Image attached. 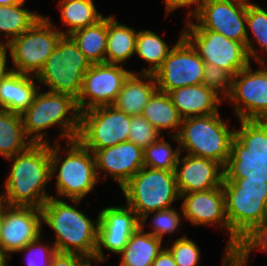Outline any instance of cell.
I'll return each mask as SVG.
<instances>
[{
  "mask_svg": "<svg viewBox=\"0 0 267 266\" xmlns=\"http://www.w3.org/2000/svg\"><path fill=\"white\" fill-rule=\"evenodd\" d=\"M58 8L62 24L67 26L65 31H61L63 35H70L75 30L92 26L103 18L93 0H60Z\"/></svg>",
  "mask_w": 267,
  "mask_h": 266,
  "instance_id": "cell-30",
  "label": "cell"
},
{
  "mask_svg": "<svg viewBox=\"0 0 267 266\" xmlns=\"http://www.w3.org/2000/svg\"><path fill=\"white\" fill-rule=\"evenodd\" d=\"M42 236L39 235L35 240L28 243L24 248L16 253H27V266H51V261L57 250L54 244L41 242Z\"/></svg>",
  "mask_w": 267,
  "mask_h": 266,
  "instance_id": "cell-39",
  "label": "cell"
},
{
  "mask_svg": "<svg viewBox=\"0 0 267 266\" xmlns=\"http://www.w3.org/2000/svg\"><path fill=\"white\" fill-rule=\"evenodd\" d=\"M41 209L30 206H10L2 202L0 248L11 259L28 243L42 235Z\"/></svg>",
  "mask_w": 267,
  "mask_h": 266,
  "instance_id": "cell-18",
  "label": "cell"
},
{
  "mask_svg": "<svg viewBox=\"0 0 267 266\" xmlns=\"http://www.w3.org/2000/svg\"><path fill=\"white\" fill-rule=\"evenodd\" d=\"M12 165L3 183L0 200L10 206L40 209L53 195L47 193L51 182L50 144L33 143L25 151L8 158Z\"/></svg>",
  "mask_w": 267,
  "mask_h": 266,
  "instance_id": "cell-1",
  "label": "cell"
},
{
  "mask_svg": "<svg viewBox=\"0 0 267 266\" xmlns=\"http://www.w3.org/2000/svg\"><path fill=\"white\" fill-rule=\"evenodd\" d=\"M170 51L169 45L155 32L147 29L138 31L135 54L150 64L149 68H144L140 73L154 74Z\"/></svg>",
  "mask_w": 267,
  "mask_h": 266,
  "instance_id": "cell-32",
  "label": "cell"
},
{
  "mask_svg": "<svg viewBox=\"0 0 267 266\" xmlns=\"http://www.w3.org/2000/svg\"><path fill=\"white\" fill-rule=\"evenodd\" d=\"M204 68V61L181 31L179 40L154 73L157 90L168 93L176 88L202 84Z\"/></svg>",
  "mask_w": 267,
  "mask_h": 266,
  "instance_id": "cell-13",
  "label": "cell"
},
{
  "mask_svg": "<svg viewBox=\"0 0 267 266\" xmlns=\"http://www.w3.org/2000/svg\"><path fill=\"white\" fill-rule=\"evenodd\" d=\"M60 144L50 143L51 179L56 177L58 198L69 199L77 207L99 182L95 156L75 139L65 142L64 157L59 154Z\"/></svg>",
  "mask_w": 267,
  "mask_h": 266,
  "instance_id": "cell-5",
  "label": "cell"
},
{
  "mask_svg": "<svg viewBox=\"0 0 267 266\" xmlns=\"http://www.w3.org/2000/svg\"><path fill=\"white\" fill-rule=\"evenodd\" d=\"M32 144L25 134L21 114L0 110V155L11 158Z\"/></svg>",
  "mask_w": 267,
  "mask_h": 266,
  "instance_id": "cell-28",
  "label": "cell"
},
{
  "mask_svg": "<svg viewBox=\"0 0 267 266\" xmlns=\"http://www.w3.org/2000/svg\"><path fill=\"white\" fill-rule=\"evenodd\" d=\"M222 189L230 228V250H237L267 219V180L224 178Z\"/></svg>",
  "mask_w": 267,
  "mask_h": 266,
  "instance_id": "cell-2",
  "label": "cell"
},
{
  "mask_svg": "<svg viewBox=\"0 0 267 266\" xmlns=\"http://www.w3.org/2000/svg\"><path fill=\"white\" fill-rule=\"evenodd\" d=\"M131 73L123 65L92 64L83 77L81 91L76 99L80 113L112 105Z\"/></svg>",
  "mask_w": 267,
  "mask_h": 266,
  "instance_id": "cell-15",
  "label": "cell"
},
{
  "mask_svg": "<svg viewBox=\"0 0 267 266\" xmlns=\"http://www.w3.org/2000/svg\"><path fill=\"white\" fill-rule=\"evenodd\" d=\"M152 266H177V264L171 252L164 247L153 261Z\"/></svg>",
  "mask_w": 267,
  "mask_h": 266,
  "instance_id": "cell-44",
  "label": "cell"
},
{
  "mask_svg": "<svg viewBox=\"0 0 267 266\" xmlns=\"http://www.w3.org/2000/svg\"><path fill=\"white\" fill-rule=\"evenodd\" d=\"M168 95L182 119L217 113L222 101L204 84L176 88Z\"/></svg>",
  "mask_w": 267,
  "mask_h": 266,
  "instance_id": "cell-22",
  "label": "cell"
},
{
  "mask_svg": "<svg viewBox=\"0 0 267 266\" xmlns=\"http://www.w3.org/2000/svg\"><path fill=\"white\" fill-rule=\"evenodd\" d=\"M49 18L42 15L30 28L7 44L15 68L12 67V71L37 76L42 70L63 36L61 29L53 27Z\"/></svg>",
  "mask_w": 267,
  "mask_h": 266,
  "instance_id": "cell-10",
  "label": "cell"
},
{
  "mask_svg": "<svg viewBox=\"0 0 267 266\" xmlns=\"http://www.w3.org/2000/svg\"><path fill=\"white\" fill-rule=\"evenodd\" d=\"M94 156L98 179L110 176L120 188L144 166L143 150L129 141L97 150Z\"/></svg>",
  "mask_w": 267,
  "mask_h": 266,
  "instance_id": "cell-20",
  "label": "cell"
},
{
  "mask_svg": "<svg viewBox=\"0 0 267 266\" xmlns=\"http://www.w3.org/2000/svg\"><path fill=\"white\" fill-rule=\"evenodd\" d=\"M97 247L94 254L95 263L105 262L103 248L120 254L129 238L140 227V219L128 205L110 206L98 213Z\"/></svg>",
  "mask_w": 267,
  "mask_h": 266,
  "instance_id": "cell-17",
  "label": "cell"
},
{
  "mask_svg": "<svg viewBox=\"0 0 267 266\" xmlns=\"http://www.w3.org/2000/svg\"><path fill=\"white\" fill-rule=\"evenodd\" d=\"M172 148L162 135L155 143L143 150L144 167L175 171L181 151L179 145L175 149Z\"/></svg>",
  "mask_w": 267,
  "mask_h": 266,
  "instance_id": "cell-34",
  "label": "cell"
},
{
  "mask_svg": "<svg viewBox=\"0 0 267 266\" xmlns=\"http://www.w3.org/2000/svg\"><path fill=\"white\" fill-rule=\"evenodd\" d=\"M233 76L215 64L205 63L202 84L209 90H212L220 98L223 95L224 100L228 98L232 89Z\"/></svg>",
  "mask_w": 267,
  "mask_h": 266,
  "instance_id": "cell-36",
  "label": "cell"
},
{
  "mask_svg": "<svg viewBox=\"0 0 267 266\" xmlns=\"http://www.w3.org/2000/svg\"><path fill=\"white\" fill-rule=\"evenodd\" d=\"M24 4L25 1L12 5H0V37L3 33L6 40H0V43L8 44L30 28L42 16V14L24 8Z\"/></svg>",
  "mask_w": 267,
  "mask_h": 266,
  "instance_id": "cell-31",
  "label": "cell"
},
{
  "mask_svg": "<svg viewBox=\"0 0 267 266\" xmlns=\"http://www.w3.org/2000/svg\"><path fill=\"white\" fill-rule=\"evenodd\" d=\"M165 1V8L166 14H170L174 12L175 9L179 8H189L191 6H195V9L190 10L187 13V17L190 18L198 9L201 0H164Z\"/></svg>",
  "mask_w": 267,
  "mask_h": 266,
  "instance_id": "cell-42",
  "label": "cell"
},
{
  "mask_svg": "<svg viewBox=\"0 0 267 266\" xmlns=\"http://www.w3.org/2000/svg\"><path fill=\"white\" fill-rule=\"evenodd\" d=\"M224 178L267 180V120H239Z\"/></svg>",
  "mask_w": 267,
  "mask_h": 266,
  "instance_id": "cell-8",
  "label": "cell"
},
{
  "mask_svg": "<svg viewBox=\"0 0 267 266\" xmlns=\"http://www.w3.org/2000/svg\"><path fill=\"white\" fill-rule=\"evenodd\" d=\"M69 36L91 64L105 63L107 17L92 26L75 30Z\"/></svg>",
  "mask_w": 267,
  "mask_h": 266,
  "instance_id": "cell-29",
  "label": "cell"
},
{
  "mask_svg": "<svg viewBox=\"0 0 267 266\" xmlns=\"http://www.w3.org/2000/svg\"><path fill=\"white\" fill-rule=\"evenodd\" d=\"M252 250H259L267 254V219L245 238L237 249L246 260H249V255L253 252Z\"/></svg>",
  "mask_w": 267,
  "mask_h": 266,
  "instance_id": "cell-40",
  "label": "cell"
},
{
  "mask_svg": "<svg viewBox=\"0 0 267 266\" xmlns=\"http://www.w3.org/2000/svg\"><path fill=\"white\" fill-rule=\"evenodd\" d=\"M51 266H93L92 260L78 253L56 252Z\"/></svg>",
  "mask_w": 267,
  "mask_h": 266,
  "instance_id": "cell-41",
  "label": "cell"
},
{
  "mask_svg": "<svg viewBox=\"0 0 267 266\" xmlns=\"http://www.w3.org/2000/svg\"><path fill=\"white\" fill-rule=\"evenodd\" d=\"M91 65L73 39L63 35L36 76L38 85L46 86L49 92L65 93L77 99L83 77Z\"/></svg>",
  "mask_w": 267,
  "mask_h": 266,
  "instance_id": "cell-9",
  "label": "cell"
},
{
  "mask_svg": "<svg viewBox=\"0 0 267 266\" xmlns=\"http://www.w3.org/2000/svg\"><path fill=\"white\" fill-rule=\"evenodd\" d=\"M2 221V201L0 200V225Z\"/></svg>",
  "mask_w": 267,
  "mask_h": 266,
  "instance_id": "cell-49",
  "label": "cell"
},
{
  "mask_svg": "<svg viewBox=\"0 0 267 266\" xmlns=\"http://www.w3.org/2000/svg\"><path fill=\"white\" fill-rule=\"evenodd\" d=\"M131 116L113 105L80 113L77 140L95 153L97 150L128 141Z\"/></svg>",
  "mask_w": 267,
  "mask_h": 266,
  "instance_id": "cell-11",
  "label": "cell"
},
{
  "mask_svg": "<svg viewBox=\"0 0 267 266\" xmlns=\"http://www.w3.org/2000/svg\"><path fill=\"white\" fill-rule=\"evenodd\" d=\"M179 155L175 168L180 194L205 191L220 187L224 180V167L212 160L189 154Z\"/></svg>",
  "mask_w": 267,
  "mask_h": 266,
  "instance_id": "cell-21",
  "label": "cell"
},
{
  "mask_svg": "<svg viewBox=\"0 0 267 266\" xmlns=\"http://www.w3.org/2000/svg\"><path fill=\"white\" fill-rule=\"evenodd\" d=\"M224 1H228V2H230L232 4H236V5H239V6H242V7H246V8L255 4L250 0H224Z\"/></svg>",
  "mask_w": 267,
  "mask_h": 266,
  "instance_id": "cell-46",
  "label": "cell"
},
{
  "mask_svg": "<svg viewBox=\"0 0 267 266\" xmlns=\"http://www.w3.org/2000/svg\"><path fill=\"white\" fill-rule=\"evenodd\" d=\"M42 223L55 232L57 252L78 253L94 261L97 247L98 217L91 220L64 199L50 197L40 208Z\"/></svg>",
  "mask_w": 267,
  "mask_h": 266,
  "instance_id": "cell-4",
  "label": "cell"
},
{
  "mask_svg": "<svg viewBox=\"0 0 267 266\" xmlns=\"http://www.w3.org/2000/svg\"><path fill=\"white\" fill-rule=\"evenodd\" d=\"M250 65L233 77L226 100L235 106L238 120H267V65L259 63L254 71Z\"/></svg>",
  "mask_w": 267,
  "mask_h": 266,
  "instance_id": "cell-14",
  "label": "cell"
},
{
  "mask_svg": "<svg viewBox=\"0 0 267 266\" xmlns=\"http://www.w3.org/2000/svg\"><path fill=\"white\" fill-rule=\"evenodd\" d=\"M9 258L3 253L0 248V266H8Z\"/></svg>",
  "mask_w": 267,
  "mask_h": 266,
  "instance_id": "cell-47",
  "label": "cell"
},
{
  "mask_svg": "<svg viewBox=\"0 0 267 266\" xmlns=\"http://www.w3.org/2000/svg\"><path fill=\"white\" fill-rule=\"evenodd\" d=\"M222 266H248L246 260L237 250H224Z\"/></svg>",
  "mask_w": 267,
  "mask_h": 266,
  "instance_id": "cell-43",
  "label": "cell"
},
{
  "mask_svg": "<svg viewBox=\"0 0 267 266\" xmlns=\"http://www.w3.org/2000/svg\"><path fill=\"white\" fill-rule=\"evenodd\" d=\"M247 8L224 0H201L197 11L187 18L191 29H208L246 45ZM195 19L197 23L192 22Z\"/></svg>",
  "mask_w": 267,
  "mask_h": 266,
  "instance_id": "cell-16",
  "label": "cell"
},
{
  "mask_svg": "<svg viewBox=\"0 0 267 266\" xmlns=\"http://www.w3.org/2000/svg\"><path fill=\"white\" fill-rule=\"evenodd\" d=\"M167 249L171 252L177 266H198L201 259V251L194 241L187 235L177 238Z\"/></svg>",
  "mask_w": 267,
  "mask_h": 266,
  "instance_id": "cell-37",
  "label": "cell"
},
{
  "mask_svg": "<svg viewBox=\"0 0 267 266\" xmlns=\"http://www.w3.org/2000/svg\"><path fill=\"white\" fill-rule=\"evenodd\" d=\"M234 136L235 129H229L217 112L182 119L177 136L170 138L178 143L181 153L212 159L225 167Z\"/></svg>",
  "mask_w": 267,
  "mask_h": 266,
  "instance_id": "cell-6",
  "label": "cell"
},
{
  "mask_svg": "<svg viewBox=\"0 0 267 266\" xmlns=\"http://www.w3.org/2000/svg\"><path fill=\"white\" fill-rule=\"evenodd\" d=\"M21 1H26V0H0V5L4 6V5H12L14 3H18Z\"/></svg>",
  "mask_w": 267,
  "mask_h": 266,
  "instance_id": "cell-48",
  "label": "cell"
},
{
  "mask_svg": "<svg viewBox=\"0 0 267 266\" xmlns=\"http://www.w3.org/2000/svg\"><path fill=\"white\" fill-rule=\"evenodd\" d=\"M8 50L7 44L0 43V80L12 72V68L7 67V60L9 59L7 55Z\"/></svg>",
  "mask_w": 267,
  "mask_h": 266,
  "instance_id": "cell-45",
  "label": "cell"
},
{
  "mask_svg": "<svg viewBox=\"0 0 267 266\" xmlns=\"http://www.w3.org/2000/svg\"><path fill=\"white\" fill-rule=\"evenodd\" d=\"M142 116L160 133L163 130H171L172 133L167 132L170 136H177L182 124V118L168 93L159 90H156L148 100Z\"/></svg>",
  "mask_w": 267,
  "mask_h": 266,
  "instance_id": "cell-27",
  "label": "cell"
},
{
  "mask_svg": "<svg viewBox=\"0 0 267 266\" xmlns=\"http://www.w3.org/2000/svg\"><path fill=\"white\" fill-rule=\"evenodd\" d=\"M138 31L107 16V47L105 63L123 65L135 54Z\"/></svg>",
  "mask_w": 267,
  "mask_h": 266,
  "instance_id": "cell-25",
  "label": "cell"
},
{
  "mask_svg": "<svg viewBox=\"0 0 267 266\" xmlns=\"http://www.w3.org/2000/svg\"><path fill=\"white\" fill-rule=\"evenodd\" d=\"M162 241L139 227L120 253V266H152L153 261L164 249Z\"/></svg>",
  "mask_w": 267,
  "mask_h": 266,
  "instance_id": "cell-26",
  "label": "cell"
},
{
  "mask_svg": "<svg viewBox=\"0 0 267 266\" xmlns=\"http://www.w3.org/2000/svg\"><path fill=\"white\" fill-rule=\"evenodd\" d=\"M183 37L199 54L204 63L215 64L233 77L250 63L245 44L208 29H182Z\"/></svg>",
  "mask_w": 267,
  "mask_h": 266,
  "instance_id": "cell-12",
  "label": "cell"
},
{
  "mask_svg": "<svg viewBox=\"0 0 267 266\" xmlns=\"http://www.w3.org/2000/svg\"><path fill=\"white\" fill-rule=\"evenodd\" d=\"M152 213L153 219L151 220L150 226L152 225L153 231L149 232L151 235L163 240L164 235L173 234L178 231L177 229L181 225L183 213L180 215L175 208L159 210Z\"/></svg>",
  "mask_w": 267,
  "mask_h": 266,
  "instance_id": "cell-38",
  "label": "cell"
},
{
  "mask_svg": "<svg viewBox=\"0 0 267 266\" xmlns=\"http://www.w3.org/2000/svg\"><path fill=\"white\" fill-rule=\"evenodd\" d=\"M36 76L12 71L0 80V110L22 114L40 89Z\"/></svg>",
  "mask_w": 267,
  "mask_h": 266,
  "instance_id": "cell-23",
  "label": "cell"
},
{
  "mask_svg": "<svg viewBox=\"0 0 267 266\" xmlns=\"http://www.w3.org/2000/svg\"><path fill=\"white\" fill-rule=\"evenodd\" d=\"M157 90L154 74L132 72L125 80L114 103L116 109L130 116L142 115L144 107Z\"/></svg>",
  "mask_w": 267,
  "mask_h": 266,
  "instance_id": "cell-24",
  "label": "cell"
},
{
  "mask_svg": "<svg viewBox=\"0 0 267 266\" xmlns=\"http://www.w3.org/2000/svg\"><path fill=\"white\" fill-rule=\"evenodd\" d=\"M161 136L162 133L154 128L142 115L131 116L129 142L144 150L152 143H155Z\"/></svg>",
  "mask_w": 267,
  "mask_h": 266,
  "instance_id": "cell-35",
  "label": "cell"
},
{
  "mask_svg": "<svg viewBox=\"0 0 267 266\" xmlns=\"http://www.w3.org/2000/svg\"><path fill=\"white\" fill-rule=\"evenodd\" d=\"M183 200L181 210L183 218L191 222L192 225H217L219 229L227 231L229 239L225 247L230 250V228L225 211V196L220 187L205 191L180 194Z\"/></svg>",
  "mask_w": 267,
  "mask_h": 266,
  "instance_id": "cell-19",
  "label": "cell"
},
{
  "mask_svg": "<svg viewBox=\"0 0 267 266\" xmlns=\"http://www.w3.org/2000/svg\"><path fill=\"white\" fill-rule=\"evenodd\" d=\"M246 29H249L251 35H253V40H251L252 38L249 37L250 35L247 31L246 48L250 60L254 58L258 64L266 63L265 56H259V50L257 51L253 43H257L261 52L263 51L267 54V10L257 4L247 7Z\"/></svg>",
  "mask_w": 267,
  "mask_h": 266,
  "instance_id": "cell-33",
  "label": "cell"
},
{
  "mask_svg": "<svg viewBox=\"0 0 267 266\" xmlns=\"http://www.w3.org/2000/svg\"><path fill=\"white\" fill-rule=\"evenodd\" d=\"M26 136L33 143L50 144L46 129L55 125L59 130V141L77 139L80 129V111L76 98L65 93L42 92L39 89L32 104L21 114Z\"/></svg>",
  "mask_w": 267,
  "mask_h": 266,
  "instance_id": "cell-3",
  "label": "cell"
},
{
  "mask_svg": "<svg viewBox=\"0 0 267 266\" xmlns=\"http://www.w3.org/2000/svg\"><path fill=\"white\" fill-rule=\"evenodd\" d=\"M120 189L126 205L139 217L142 229L152 212L172 208V203L181 198L175 171L144 166Z\"/></svg>",
  "mask_w": 267,
  "mask_h": 266,
  "instance_id": "cell-7",
  "label": "cell"
}]
</instances>
